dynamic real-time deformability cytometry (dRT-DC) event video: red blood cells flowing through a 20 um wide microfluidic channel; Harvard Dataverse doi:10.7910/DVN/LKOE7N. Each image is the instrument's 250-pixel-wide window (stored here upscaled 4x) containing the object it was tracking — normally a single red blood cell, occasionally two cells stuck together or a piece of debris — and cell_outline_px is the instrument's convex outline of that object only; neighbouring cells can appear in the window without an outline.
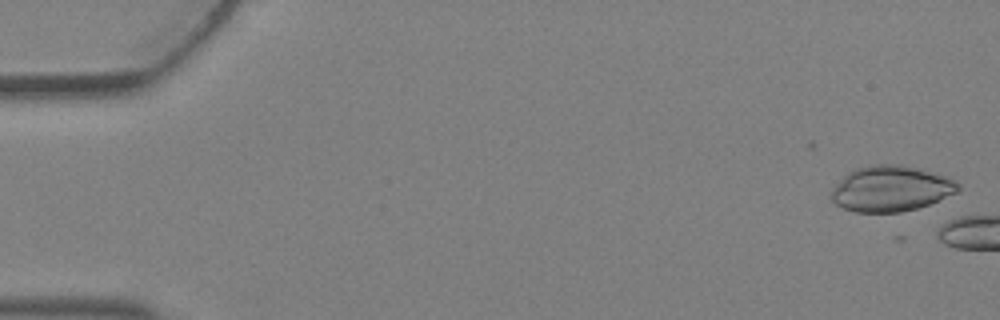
{"species": "Egyptian fruit bat (a non-hibernating species)", "species_latin": "Rousettus aegyptiacus", "temperature_condition": "warm", "stored_images_in_passage": 5, "segment_of_instrument_passage": [1, 2], "camera_frame_rate_fps": 3000, "um_per_image_px": 0.085, "animal": {"sex": "female"}, "frame": {"image": 1, "passage_image": 1, "time_ms": 0.0, "image_size_px": [1000, 320], "cell_outline_px": [[960, 192], [928, 204], [916, 208], [900, 212], [856, 212], [844, 208], [836, 204], [832, 200], [832, 188], [848, 172], [856, 168], [872, 164], [900, 164], [948, 176], [960, 184]], "centroid_in_image_um": [75.75, 16.03], "position_along_channel_um": 9.2, "area_um2": 33.7}}